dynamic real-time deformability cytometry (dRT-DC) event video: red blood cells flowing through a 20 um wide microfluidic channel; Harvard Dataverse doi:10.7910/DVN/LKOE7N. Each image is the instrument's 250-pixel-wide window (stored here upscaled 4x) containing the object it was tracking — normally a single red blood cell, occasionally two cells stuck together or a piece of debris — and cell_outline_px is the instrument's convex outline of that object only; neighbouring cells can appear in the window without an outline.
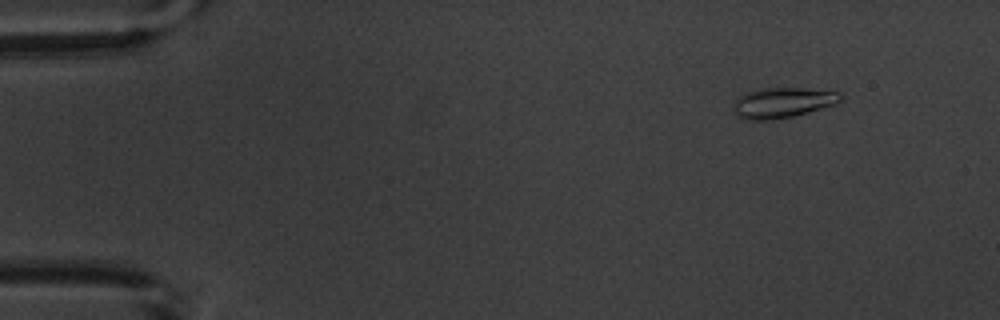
{"species": "common noctule bat (a hibernating species)", "species_latin": "Nyctalus noctula", "temperature_condition": "warm", "stored_images_in_passage": 4, "camera_frame_rate_fps": 3000, "um_per_image_px": 0.085, "animal": {"sex": "male", "body_mass_g": 20.1, "forearm_length_mm": 53.5}, "frame": {"image": 1, "passage_image": 1, "time_ms": 0.0, "image_size_px": [1000, 320], "cell_outline_px": [[844, 96], [836, 104], [792, 116], [764, 120], [748, 120], [736, 116], [732, 108], [736, 100], [740, 96], [748, 92], [764, 88], [804, 88], [844, 92]], "centroid_in_image_um": [66.55, 8.71], "position_along_channel_um": 18.5, "area_um2": 18.84}}
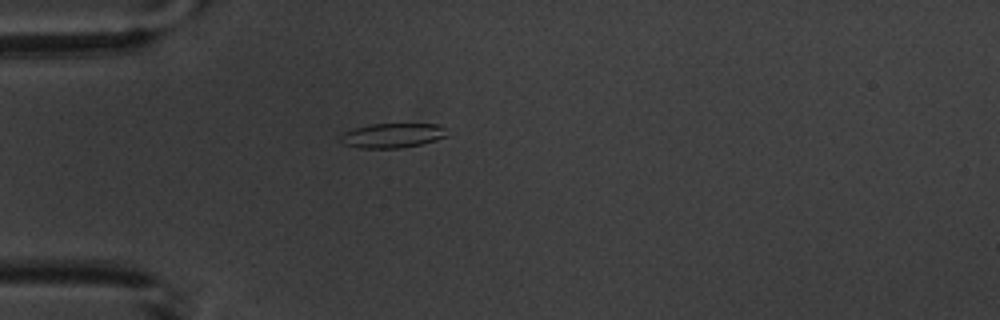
{"frame": {"image": 2, "passage_image": 4, "time_ms": 3.333, "image_size_px": [1000, 320], "cell_outline_px": [[448, 136], [436, 140], [420, 144], [400, 148], [360, 148], [344, 144], [340, 140], [340, 136], [344, 132], [352, 128], [372, 124], [440, 124], [444, 128]], "centroid_in_image_um": [33.35, 11.51], "position_along_channel_um": 51.7, "area_um2": 15.26}}